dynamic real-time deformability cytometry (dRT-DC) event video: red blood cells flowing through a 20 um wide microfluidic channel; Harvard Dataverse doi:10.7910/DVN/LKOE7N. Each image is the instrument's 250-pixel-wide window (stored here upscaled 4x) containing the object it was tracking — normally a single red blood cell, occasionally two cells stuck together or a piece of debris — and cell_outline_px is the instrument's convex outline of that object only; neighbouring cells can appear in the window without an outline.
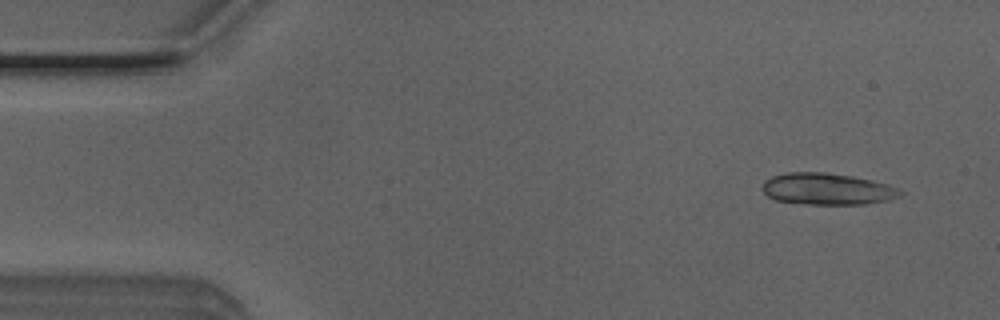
{"species": "Egyptian fruit bat (a non-hibernating species)", "species_latin": "Rousettus aegyptiacus", "temperature_condition": "room temperature", "stored_images_in_passage": 50, "camera_frame_rate_fps": 3000, "um_per_image_px": 0.085, "animal": {"sex": "male"}, "frame": {"image": 1, "passage_image": 3, "time_ms": 0.667, "image_size_px": [1000, 320], "cell_outline_px": [[904, 192], [900, 196], [888, 200], [864, 204], [808, 204], [776, 200], [768, 196], [760, 188], [764, 180], [772, 176], [788, 172], [824, 172], [852, 176], [872, 180], [888, 184]], "centroid_in_image_um": [70.29, 16.06], "position_along_channel_um": 14.7, "area_um2": 25.43}}
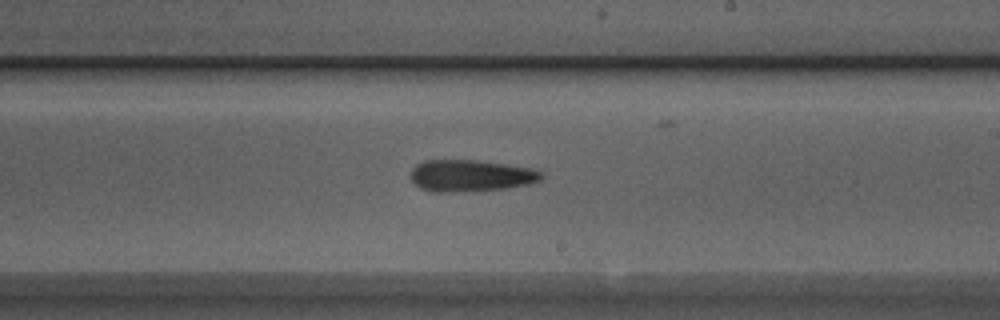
{"frame": {"image": 2, "passage_image": 28, "time_ms": 9.0, "image_size_px": [1000, 320], "cell_outline_px": [[544, 176], [540, 180], [528, 184], [508, 188], [444, 192], [432, 192], [420, 188], [412, 180], [412, 168], [416, 164], [424, 160], [476, 160], [532, 168], [544, 172]], "centroid_in_image_um": [40.02, 14.92], "position_along_channel_um": 249.0, "area_um2": 24.04}}
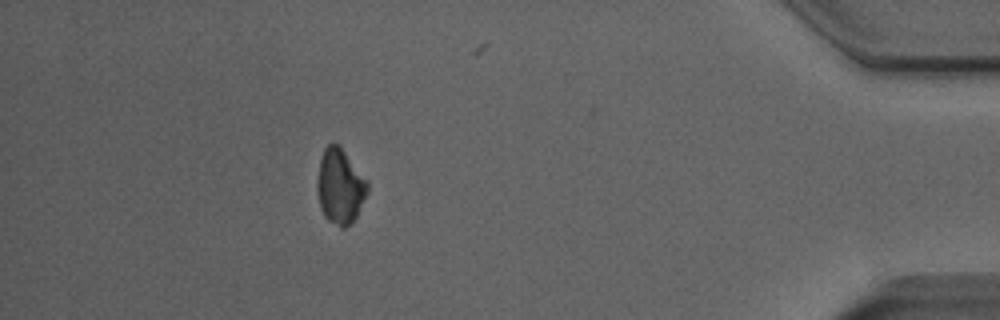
{"frame": {"image": 3, "passage_image": 44, "time_ms": 14.333, "image_size_px": [1000, 320], "cell_outline_px": [[368, 192], [356, 216], [344, 228], [340, 228], [328, 220], [324, 216], [320, 208], [316, 188], [316, 180], [320, 160], [324, 148], [328, 144], [336, 144], [344, 152], [368, 180]], "centroid_in_image_um": [28.88, 15.86], "position_along_channel_um": 406.3, "area_um2": 21.85}, "authors_computed_cell_mechanics": {"area_um2": 24.276, "velocity_mm_per_s": 3.9991, "shape_relaxation_time_tau1_ms": 6.5595, "shape_relaxation_time_tau2_ms": 8.6479, "deformation_change_tau1": 0.1098, "deformation_change_tau2": 0.2033}}